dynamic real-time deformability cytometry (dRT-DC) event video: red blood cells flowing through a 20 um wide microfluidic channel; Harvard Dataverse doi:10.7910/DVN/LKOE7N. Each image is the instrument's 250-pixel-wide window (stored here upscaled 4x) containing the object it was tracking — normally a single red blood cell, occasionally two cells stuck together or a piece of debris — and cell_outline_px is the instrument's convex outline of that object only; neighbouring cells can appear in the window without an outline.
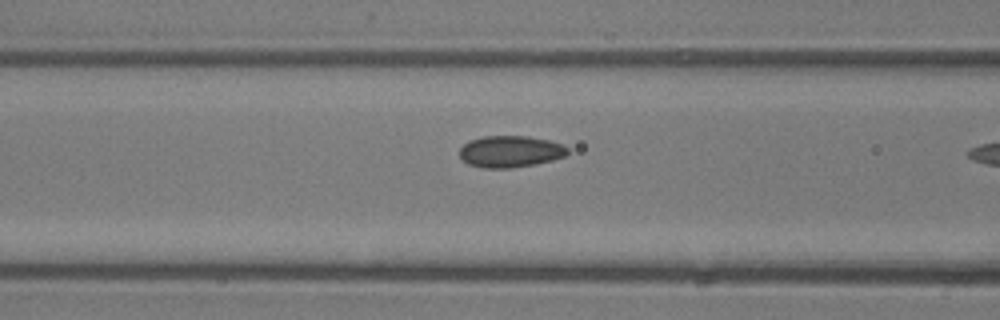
{"species": "common noctule bat (a hibernating species)", "species_latin": "Nyctalus noctula", "temperature_condition": "room temperature", "stored_images_in_passage": 8, "camera_frame_rate_fps": 3000, "um_per_image_px": 0.085, "animal": {"sex": "male", "body_mass_g": 13.3}, "frame": {"image": 1, "passage_image": 7, "time_ms": 2.0, "image_size_px": [1000, 320], "cell_outline_px": [[568, 152], [564, 156], [552, 160], [532, 164], [508, 168], [484, 168], [468, 164], [460, 156], [460, 148], [468, 140], [480, 136], [528, 136], [548, 140], [560, 144], [568, 148]], "centroid_in_image_um": [43.33, 12.86], "position_along_channel_um": 123.3, "area_um2": 19.77}}